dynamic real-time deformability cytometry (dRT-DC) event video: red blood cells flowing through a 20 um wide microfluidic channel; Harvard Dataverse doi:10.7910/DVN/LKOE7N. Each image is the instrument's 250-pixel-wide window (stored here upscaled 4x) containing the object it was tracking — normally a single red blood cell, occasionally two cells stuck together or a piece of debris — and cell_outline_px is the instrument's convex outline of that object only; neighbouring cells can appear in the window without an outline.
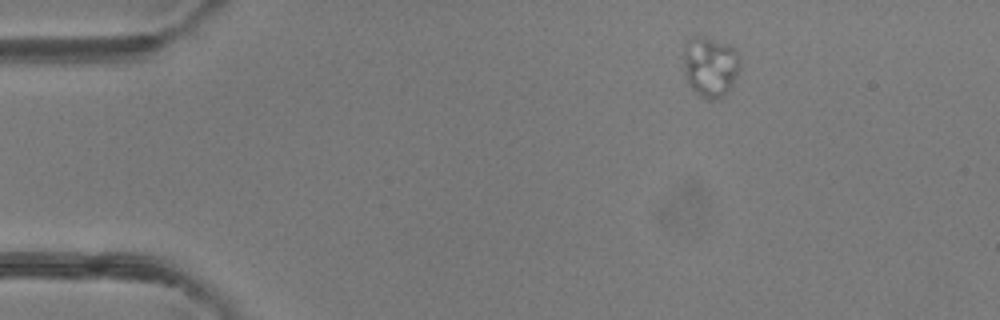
{"species": "common noctule bat (a hibernating species)", "species_latin": "Nyctalus noctula", "temperature_condition": "room temperature", "stored_images_in_passage": 3, "camera_frame_rate_fps": 3000, "um_per_image_px": 0.085, "animal": {"sex": "female"}, "frame": {"image": 1, "passage_image": 1, "time_ms": 0.0, "image_size_px": [1000, 320], "cell_outline_px": [[740, 68], [732, 84], [724, 96], [720, 100], [708, 100], [700, 96], [692, 88], [684, 72], [684, 40], [696, 36], [704, 36], [728, 44], [736, 48], [740, 60]], "centroid_in_image_um": [60.38, 5.64], "position_along_channel_um": 24.6, "area_um2": 20.17}}